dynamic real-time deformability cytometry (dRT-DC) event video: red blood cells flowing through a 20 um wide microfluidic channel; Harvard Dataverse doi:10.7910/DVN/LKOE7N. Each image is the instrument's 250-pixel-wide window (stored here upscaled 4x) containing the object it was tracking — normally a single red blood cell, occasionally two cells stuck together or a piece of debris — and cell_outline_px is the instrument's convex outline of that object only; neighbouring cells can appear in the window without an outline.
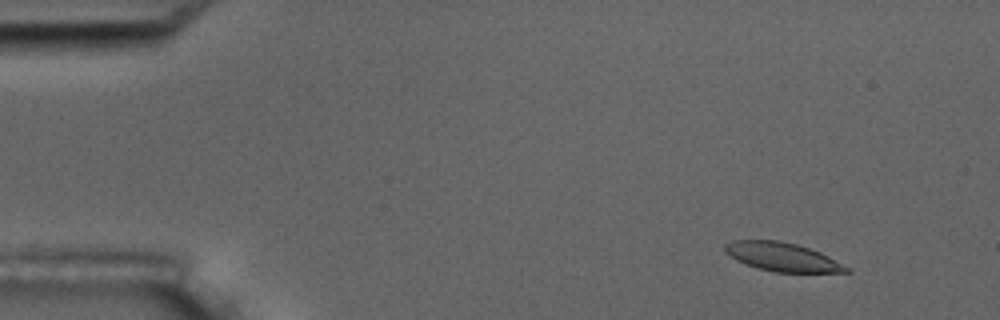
{"species": "common noctule bat (a hibernating species)", "species_latin": "Nyctalus noctula", "temperature_condition": "room temperature", "stored_images_in_passage": 4, "camera_frame_rate_fps": 3000, "um_per_image_px": 0.085, "animal": {"sex": "male", "body_mass_g": 17.5, "forearm_length_mm": 52.3}, "frame": {"image": 1, "passage_image": 1, "time_ms": 0.0, "image_size_px": [1000, 320], "cell_outline_px": [[852, 272], [772, 272], [756, 268], [736, 260], [724, 252], [724, 244], [732, 240], [780, 240], [796, 244], [820, 252], [852, 268]], "centroid_in_image_um": [66.49, 21.84], "position_along_channel_um": 18.5, "area_um2": 20.46}}
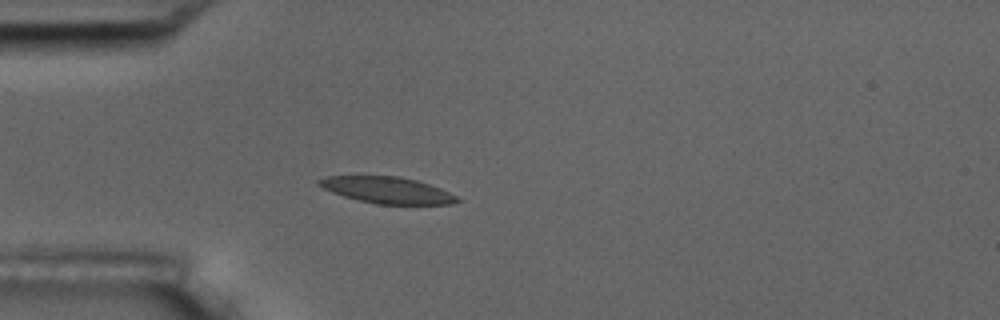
{"frame": {"image": 2, "passage_image": 4, "time_ms": 3.333, "image_size_px": [1000, 320], "cell_outline_px": [[460, 200], [452, 204], [376, 204], [344, 196], [332, 192], [316, 184], [316, 180], [328, 176], [400, 176], [416, 180], [440, 188], [456, 196]], "centroid_in_image_um": [32.89, 16.15], "position_along_channel_um": 52.1, "area_um2": 21.1}}